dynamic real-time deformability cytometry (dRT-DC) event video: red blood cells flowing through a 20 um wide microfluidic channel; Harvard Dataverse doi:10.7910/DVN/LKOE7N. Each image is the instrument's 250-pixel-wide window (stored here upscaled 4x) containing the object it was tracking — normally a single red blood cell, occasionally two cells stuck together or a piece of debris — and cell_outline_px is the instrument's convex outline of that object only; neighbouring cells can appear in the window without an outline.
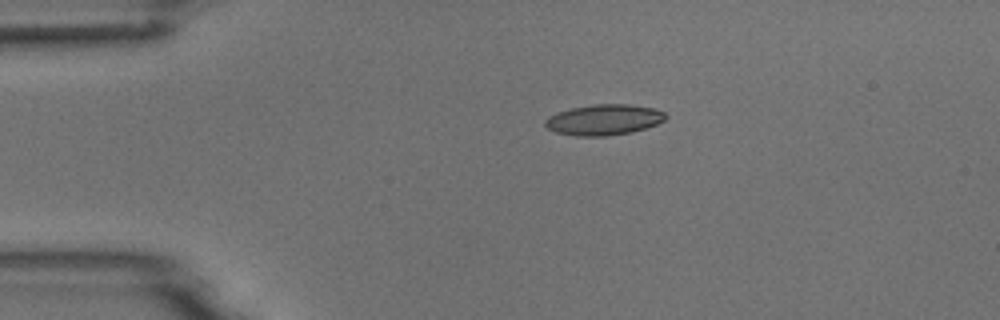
{"species": "common noctule bat (a hibernating species)", "species_latin": "Nyctalus noctula", "temperature_condition": "room temperature", "stored_images_in_passage": 4, "camera_frame_rate_fps": 3000, "um_per_image_px": 0.085, "animal": {"sex": "male", "body_mass_g": 18.8}, "frame": {"image": 1, "passage_image": 3, "time_ms": 3.333, "image_size_px": [1000, 320], "cell_outline_px": [[668, 116], [664, 120], [656, 124], [632, 132], [608, 136], [576, 136], [556, 132], [548, 128], [544, 124], [544, 120], [548, 116], [556, 112], [572, 108], [592, 104], [628, 104], [656, 108], [664, 112]], "centroid_in_image_um": [51.32, 10.17], "position_along_channel_um": 33.7, "area_um2": 21.68}}